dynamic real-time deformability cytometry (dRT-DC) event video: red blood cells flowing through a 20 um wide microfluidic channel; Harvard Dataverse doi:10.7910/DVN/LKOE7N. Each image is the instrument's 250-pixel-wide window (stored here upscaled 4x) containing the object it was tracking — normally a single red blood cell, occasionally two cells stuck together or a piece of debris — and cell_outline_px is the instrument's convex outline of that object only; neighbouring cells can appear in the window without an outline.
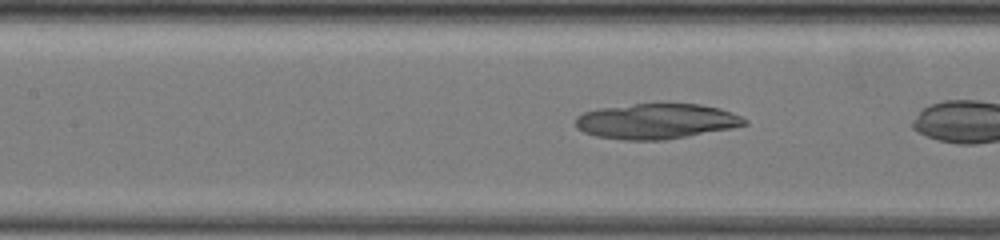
{"species": "common noctule bat (a hibernating species)", "species_latin": "Nyctalus noctula", "temperature_condition": "warm", "stored_images_in_passage": 7, "camera_frame_rate_fps": 3000, "um_per_image_px": 0.085, "animal": {"sex": "female", "body_mass_g": 19.5, "forearm_length_mm": 54.1}, "frame": {"image": 1, "passage_image": 6, "time_ms": 1.667, "image_size_px": [1000, 240], "cell_outline_px": [[748, 124], [732, 128], [688, 136], [664, 140], [624, 140], [596, 136], [584, 132], [576, 128], [576, 116], [584, 112], [600, 108], [656, 100], [700, 104], [720, 108], [732, 112], [748, 120]], "centroid_in_image_um": [55.8, 10.26], "position_along_channel_um": 151.6, "area_um2": 35.89}}